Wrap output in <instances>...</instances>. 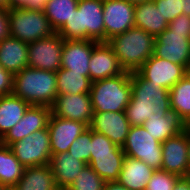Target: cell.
Returning <instances> with one entry per match:
<instances>
[{
	"mask_svg": "<svg viewBox=\"0 0 190 190\" xmlns=\"http://www.w3.org/2000/svg\"><path fill=\"white\" fill-rule=\"evenodd\" d=\"M125 156L138 159L154 170L162 167V143L142 126H131L122 146Z\"/></svg>",
	"mask_w": 190,
	"mask_h": 190,
	"instance_id": "7",
	"label": "cell"
},
{
	"mask_svg": "<svg viewBox=\"0 0 190 190\" xmlns=\"http://www.w3.org/2000/svg\"><path fill=\"white\" fill-rule=\"evenodd\" d=\"M97 43L92 40H64L61 68L89 77L91 53Z\"/></svg>",
	"mask_w": 190,
	"mask_h": 190,
	"instance_id": "18",
	"label": "cell"
},
{
	"mask_svg": "<svg viewBox=\"0 0 190 190\" xmlns=\"http://www.w3.org/2000/svg\"><path fill=\"white\" fill-rule=\"evenodd\" d=\"M14 75L0 64V97L12 94Z\"/></svg>",
	"mask_w": 190,
	"mask_h": 190,
	"instance_id": "37",
	"label": "cell"
},
{
	"mask_svg": "<svg viewBox=\"0 0 190 190\" xmlns=\"http://www.w3.org/2000/svg\"><path fill=\"white\" fill-rule=\"evenodd\" d=\"M56 33L64 40L105 42L103 0H79L69 20Z\"/></svg>",
	"mask_w": 190,
	"mask_h": 190,
	"instance_id": "2",
	"label": "cell"
},
{
	"mask_svg": "<svg viewBox=\"0 0 190 190\" xmlns=\"http://www.w3.org/2000/svg\"><path fill=\"white\" fill-rule=\"evenodd\" d=\"M154 41L153 35L141 28L132 27L115 35L107 43L124 71L136 72L154 54Z\"/></svg>",
	"mask_w": 190,
	"mask_h": 190,
	"instance_id": "4",
	"label": "cell"
},
{
	"mask_svg": "<svg viewBox=\"0 0 190 190\" xmlns=\"http://www.w3.org/2000/svg\"><path fill=\"white\" fill-rule=\"evenodd\" d=\"M154 55L183 65L190 72V32L167 28L155 37Z\"/></svg>",
	"mask_w": 190,
	"mask_h": 190,
	"instance_id": "9",
	"label": "cell"
},
{
	"mask_svg": "<svg viewBox=\"0 0 190 190\" xmlns=\"http://www.w3.org/2000/svg\"><path fill=\"white\" fill-rule=\"evenodd\" d=\"M10 148L25 168L50 164L52 153L48 128L33 132Z\"/></svg>",
	"mask_w": 190,
	"mask_h": 190,
	"instance_id": "8",
	"label": "cell"
},
{
	"mask_svg": "<svg viewBox=\"0 0 190 190\" xmlns=\"http://www.w3.org/2000/svg\"><path fill=\"white\" fill-rule=\"evenodd\" d=\"M24 168L10 146L0 143V184L11 190L21 179Z\"/></svg>",
	"mask_w": 190,
	"mask_h": 190,
	"instance_id": "28",
	"label": "cell"
},
{
	"mask_svg": "<svg viewBox=\"0 0 190 190\" xmlns=\"http://www.w3.org/2000/svg\"><path fill=\"white\" fill-rule=\"evenodd\" d=\"M79 0H48L44 13L55 32L67 21L77 8Z\"/></svg>",
	"mask_w": 190,
	"mask_h": 190,
	"instance_id": "31",
	"label": "cell"
},
{
	"mask_svg": "<svg viewBox=\"0 0 190 190\" xmlns=\"http://www.w3.org/2000/svg\"><path fill=\"white\" fill-rule=\"evenodd\" d=\"M123 152L122 147L115 145L107 136L91 130V152Z\"/></svg>",
	"mask_w": 190,
	"mask_h": 190,
	"instance_id": "35",
	"label": "cell"
},
{
	"mask_svg": "<svg viewBox=\"0 0 190 190\" xmlns=\"http://www.w3.org/2000/svg\"><path fill=\"white\" fill-rule=\"evenodd\" d=\"M27 9V0H9V9Z\"/></svg>",
	"mask_w": 190,
	"mask_h": 190,
	"instance_id": "43",
	"label": "cell"
},
{
	"mask_svg": "<svg viewBox=\"0 0 190 190\" xmlns=\"http://www.w3.org/2000/svg\"><path fill=\"white\" fill-rule=\"evenodd\" d=\"M143 127L161 143L186 129L184 121L173 109H169L163 117L148 118Z\"/></svg>",
	"mask_w": 190,
	"mask_h": 190,
	"instance_id": "23",
	"label": "cell"
},
{
	"mask_svg": "<svg viewBox=\"0 0 190 190\" xmlns=\"http://www.w3.org/2000/svg\"><path fill=\"white\" fill-rule=\"evenodd\" d=\"M51 114L59 118L79 121L88 127L94 114L90 94L58 95L51 106Z\"/></svg>",
	"mask_w": 190,
	"mask_h": 190,
	"instance_id": "14",
	"label": "cell"
},
{
	"mask_svg": "<svg viewBox=\"0 0 190 190\" xmlns=\"http://www.w3.org/2000/svg\"><path fill=\"white\" fill-rule=\"evenodd\" d=\"M64 39L58 34L28 44V67L58 72Z\"/></svg>",
	"mask_w": 190,
	"mask_h": 190,
	"instance_id": "10",
	"label": "cell"
},
{
	"mask_svg": "<svg viewBox=\"0 0 190 190\" xmlns=\"http://www.w3.org/2000/svg\"><path fill=\"white\" fill-rule=\"evenodd\" d=\"M57 92L62 94H90L92 81L89 77L61 68L56 72Z\"/></svg>",
	"mask_w": 190,
	"mask_h": 190,
	"instance_id": "29",
	"label": "cell"
},
{
	"mask_svg": "<svg viewBox=\"0 0 190 190\" xmlns=\"http://www.w3.org/2000/svg\"><path fill=\"white\" fill-rule=\"evenodd\" d=\"M136 72L143 79L167 90L189 73L183 65L156 57L154 54Z\"/></svg>",
	"mask_w": 190,
	"mask_h": 190,
	"instance_id": "11",
	"label": "cell"
},
{
	"mask_svg": "<svg viewBox=\"0 0 190 190\" xmlns=\"http://www.w3.org/2000/svg\"><path fill=\"white\" fill-rule=\"evenodd\" d=\"M50 150L52 155L68 152L75 141L88 126L82 122L50 115L48 122Z\"/></svg>",
	"mask_w": 190,
	"mask_h": 190,
	"instance_id": "16",
	"label": "cell"
},
{
	"mask_svg": "<svg viewBox=\"0 0 190 190\" xmlns=\"http://www.w3.org/2000/svg\"><path fill=\"white\" fill-rule=\"evenodd\" d=\"M135 5L126 0H103L105 42L134 27Z\"/></svg>",
	"mask_w": 190,
	"mask_h": 190,
	"instance_id": "12",
	"label": "cell"
},
{
	"mask_svg": "<svg viewBox=\"0 0 190 190\" xmlns=\"http://www.w3.org/2000/svg\"><path fill=\"white\" fill-rule=\"evenodd\" d=\"M125 159L124 152L90 153L88 165L105 181H117Z\"/></svg>",
	"mask_w": 190,
	"mask_h": 190,
	"instance_id": "26",
	"label": "cell"
},
{
	"mask_svg": "<svg viewBox=\"0 0 190 190\" xmlns=\"http://www.w3.org/2000/svg\"><path fill=\"white\" fill-rule=\"evenodd\" d=\"M188 159L190 164V128H187Z\"/></svg>",
	"mask_w": 190,
	"mask_h": 190,
	"instance_id": "45",
	"label": "cell"
},
{
	"mask_svg": "<svg viewBox=\"0 0 190 190\" xmlns=\"http://www.w3.org/2000/svg\"><path fill=\"white\" fill-rule=\"evenodd\" d=\"M186 128H190V118L185 122Z\"/></svg>",
	"mask_w": 190,
	"mask_h": 190,
	"instance_id": "48",
	"label": "cell"
},
{
	"mask_svg": "<svg viewBox=\"0 0 190 190\" xmlns=\"http://www.w3.org/2000/svg\"><path fill=\"white\" fill-rule=\"evenodd\" d=\"M181 8L184 15L190 16V0H181Z\"/></svg>",
	"mask_w": 190,
	"mask_h": 190,
	"instance_id": "44",
	"label": "cell"
},
{
	"mask_svg": "<svg viewBox=\"0 0 190 190\" xmlns=\"http://www.w3.org/2000/svg\"><path fill=\"white\" fill-rule=\"evenodd\" d=\"M126 1L133 5H137V4H141V3L150 2L152 0H126Z\"/></svg>",
	"mask_w": 190,
	"mask_h": 190,
	"instance_id": "46",
	"label": "cell"
},
{
	"mask_svg": "<svg viewBox=\"0 0 190 190\" xmlns=\"http://www.w3.org/2000/svg\"><path fill=\"white\" fill-rule=\"evenodd\" d=\"M131 125L125 112L94 113L89 128L107 136L115 145L122 147Z\"/></svg>",
	"mask_w": 190,
	"mask_h": 190,
	"instance_id": "17",
	"label": "cell"
},
{
	"mask_svg": "<svg viewBox=\"0 0 190 190\" xmlns=\"http://www.w3.org/2000/svg\"><path fill=\"white\" fill-rule=\"evenodd\" d=\"M11 190H59L49 164L24 168L23 175Z\"/></svg>",
	"mask_w": 190,
	"mask_h": 190,
	"instance_id": "25",
	"label": "cell"
},
{
	"mask_svg": "<svg viewBox=\"0 0 190 190\" xmlns=\"http://www.w3.org/2000/svg\"><path fill=\"white\" fill-rule=\"evenodd\" d=\"M0 7L9 8V0H0Z\"/></svg>",
	"mask_w": 190,
	"mask_h": 190,
	"instance_id": "47",
	"label": "cell"
},
{
	"mask_svg": "<svg viewBox=\"0 0 190 190\" xmlns=\"http://www.w3.org/2000/svg\"><path fill=\"white\" fill-rule=\"evenodd\" d=\"M180 176L164 170H155L145 190H173Z\"/></svg>",
	"mask_w": 190,
	"mask_h": 190,
	"instance_id": "34",
	"label": "cell"
},
{
	"mask_svg": "<svg viewBox=\"0 0 190 190\" xmlns=\"http://www.w3.org/2000/svg\"><path fill=\"white\" fill-rule=\"evenodd\" d=\"M168 29L190 32V16L179 15L168 24Z\"/></svg>",
	"mask_w": 190,
	"mask_h": 190,
	"instance_id": "39",
	"label": "cell"
},
{
	"mask_svg": "<svg viewBox=\"0 0 190 190\" xmlns=\"http://www.w3.org/2000/svg\"><path fill=\"white\" fill-rule=\"evenodd\" d=\"M29 106L14 94L0 97V139L22 119Z\"/></svg>",
	"mask_w": 190,
	"mask_h": 190,
	"instance_id": "27",
	"label": "cell"
},
{
	"mask_svg": "<svg viewBox=\"0 0 190 190\" xmlns=\"http://www.w3.org/2000/svg\"><path fill=\"white\" fill-rule=\"evenodd\" d=\"M103 190H128V189L122 184H120L118 181H107L105 182Z\"/></svg>",
	"mask_w": 190,
	"mask_h": 190,
	"instance_id": "42",
	"label": "cell"
},
{
	"mask_svg": "<svg viewBox=\"0 0 190 190\" xmlns=\"http://www.w3.org/2000/svg\"><path fill=\"white\" fill-rule=\"evenodd\" d=\"M90 152L91 129L88 127L75 141L72 142L71 146L69 147L68 153L88 165V163L90 162Z\"/></svg>",
	"mask_w": 190,
	"mask_h": 190,
	"instance_id": "33",
	"label": "cell"
},
{
	"mask_svg": "<svg viewBox=\"0 0 190 190\" xmlns=\"http://www.w3.org/2000/svg\"><path fill=\"white\" fill-rule=\"evenodd\" d=\"M124 72L112 47L107 42H98L91 53L89 78L96 81L118 76Z\"/></svg>",
	"mask_w": 190,
	"mask_h": 190,
	"instance_id": "19",
	"label": "cell"
},
{
	"mask_svg": "<svg viewBox=\"0 0 190 190\" xmlns=\"http://www.w3.org/2000/svg\"><path fill=\"white\" fill-rule=\"evenodd\" d=\"M46 1L48 0H27V10H44Z\"/></svg>",
	"mask_w": 190,
	"mask_h": 190,
	"instance_id": "40",
	"label": "cell"
},
{
	"mask_svg": "<svg viewBox=\"0 0 190 190\" xmlns=\"http://www.w3.org/2000/svg\"><path fill=\"white\" fill-rule=\"evenodd\" d=\"M0 190H7V189L0 184Z\"/></svg>",
	"mask_w": 190,
	"mask_h": 190,
	"instance_id": "49",
	"label": "cell"
},
{
	"mask_svg": "<svg viewBox=\"0 0 190 190\" xmlns=\"http://www.w3.org/2000/svg\"><path fill=\"white\" fill-rule=\"evenodd\" d=\"M187 128L180 134L162 142V167L169 173L180 177L190 176L188 159Z\"/></svg>",
	"mask_w": 190,
	"mask_h": 190,
	"instance_id": "13",
	"label": "cell"
},
{
	"mask_svg": "<svg viewBox=\"0 0 190 190\" xmlns=\"http://www.w3.org/2000/svg\"><path fill=\"white\" fill-rule=\"evenodd\" d=\"M132 96L125 109L131 126H142L148 118L163 117L170 108L169 90L131 72Z\"/></svg>",
	"mask_w": 190,
	"mask_h": 190,
	"instance_id": "1",
	"label": "cell"
},
{
	"mask_svg": "<svg viewBox=\"0 0 190 190\" xmlns=\"http://www.w3.org/2000/svg\"><path fill=\"white\" fill-rule=\"evenodd\" d=\"M9 25L11 37L28 44L55 33L43 10L9 9Z\"/></svg>",
	"mask_w": 190,
	"mask_h": 190,
	"instance_id": "6",
	"label": "cell"
},
{
	"mask_svg": "<svg viewBox=\"0 0 190 190\" xmlns=\"http://www.w3.org/2000/svg\"><path fill=\"white\" fill-rule=\"evenodd\" d=\"M168 24L153 0L135 5L134 27L156 37L168 28Z\"/></svg>",
	"mask_w": 190,
	"mask_h": 190,
	"instance_id": "24",
	"label": "cell"
},
{
	"mask_svg": "<svg viewBox=\"0 0 190 190\" xmlns=\"http://www.w3.org/2000/svg\"><path fill=\"white\" fill-rule=\"evenodd\" d=\"M12 94L30 105L51 108L58 96L56 72L26 67L14 74Z\"/></svg>",
	"mask_w": 190,
	"mask_h": 190,
	"instance_id": "3",
	"label": "cell"
},
{
	"mask_svg": "<svg viewBox=\"0 0 190 190\" xmlns=\"http://www.w3.org/2000/svg\"><path fill=\"white\" fill-rule=\"evenodd\" d=\"M154 171L143 161L125 156L117 181L128 190H145Z\"/></svg>",
	"mask_w": 190,
	"mask_h": 190,
	"instance_id": "22",
	"label": "cell"
},
{
	"mask_svg": "<svg viewBox=\"0 0 190 190\" xmlns=\"http://www.w3.org/2000/svg\"><path fill=\"white\" fill-rule=\"evenodd\" d=\"M170 108L176 111L184 123L190 118V72L170 90Z\"/></svg>",
	"mask_w": 190,
	"mask_h": 190,
	"instance_id": "30",
	"label": "cell"
},
{
	"mask_svg": "<svg viewBox=\"0 0 190 190\" xmlns=\"http://www.w3.org/2000/svg\"><path fill=\"white\" fill-rule=\"evenodd\" d=\"M173 190H190V176L180 177Z\"/></svg>",
	"mask_w": 190,
	"mask_h": 190,
	"instance_id": "41",
	"label": "cell"
},
{
	"mask_svg": "<svg viewBox=\"0 0 190 190\" xmlns=\"http://www.w3.org/2000/svg\"><path fill=\"white\" fill-rule=\"evenodd\" d=\"M105 181L86 165L66 190H103Z\"/></svg>",
	"mask_w": 190,
	"mask_h": 190,
	"instance_id": "32",
	"label": "cell"
},
{
	"mask_svg": "<svg viewBox=\"0 0 190 190\" xmlns=\"http://www.w3.org/2000/svg\"><path fill=\"white\" fill-rule=\"evenodd\" d=\"M50 115V107L30 105L22 119L0 139V143L11 146L33 132L47 128Z\"/></svg>",
	"mask_w": 190,
	"mask_h": 190,
	"instance_id": "15",
	"label": "cell"
},
{
	"mask_svg": "<svg viewBox=\"0 0 190 190\" xmlns=\"http://www.w3.org/2000/svg\"><path fill=\"white\" fill-rule=\"evenodd\" d=\"M28 43L14 37L0 42V64L13 75L28 67Z\"/></svg>",
	"mask_w": 190,
	"mask_h": 190,
	"instance_id": "21",
	"label": "cell"
},
{
	"mask_svg": "<svg viewBox=\"0 0 190 190\" xmlns=\"http://www.w3.org/2000/svg\"><path fill=\"white\" fill-rule=\"evenodd\" d=\"M56 186L59 190H66L77 175L87 165L68 152L53 154L50 159Z\"/></svg>",
	"mask_w": 190,
	"mask_h": 190,
	"instance_id": "20",
	"label": "cell"
},
{
	"mask_svg": "<svg viewBox=\"0 0 190 190\" xmlns=\"http://www.w3.org/2000/svg\"><path fill=\"white\" fill-rule=\"evenodd\" d=\"M10 36L9 8L0 7V42Z\"/></svg>",
	"mask_w": 190,
	"mask_h": 190,
	"instance_id": "38",
	"label": "cell"
},
{
	"mask_svg": "<svg viewBox=\"0 0 190 190\" xmlns=\"http://www.w3.org/2000/svg\"><path fill=\"white\" fill-rule=\"evenodd\" d=\"M90 95L94 113L124 112L132 96L131 72L93 81Z\"/></svg>",
	"mask_w": 190,
	"mask_h": 190,
	"instance_id": "5",
	"label": "cell"
},
{
	"mask_svg": "<svg viewBox=\"0 0 190 190\" xmlns=\"http://www.w3.org/2000/svg\"><path fill=\"white\" fill-rule=\"evenodd\" d=\"M166 21L170 23L179 15L183 14L181 0H153Z\"/></svg>",
	"mask_w": 190,
	"mask_h": 190,
	"instance_id": "36",
	"label": "cell"
}]
</instances>
